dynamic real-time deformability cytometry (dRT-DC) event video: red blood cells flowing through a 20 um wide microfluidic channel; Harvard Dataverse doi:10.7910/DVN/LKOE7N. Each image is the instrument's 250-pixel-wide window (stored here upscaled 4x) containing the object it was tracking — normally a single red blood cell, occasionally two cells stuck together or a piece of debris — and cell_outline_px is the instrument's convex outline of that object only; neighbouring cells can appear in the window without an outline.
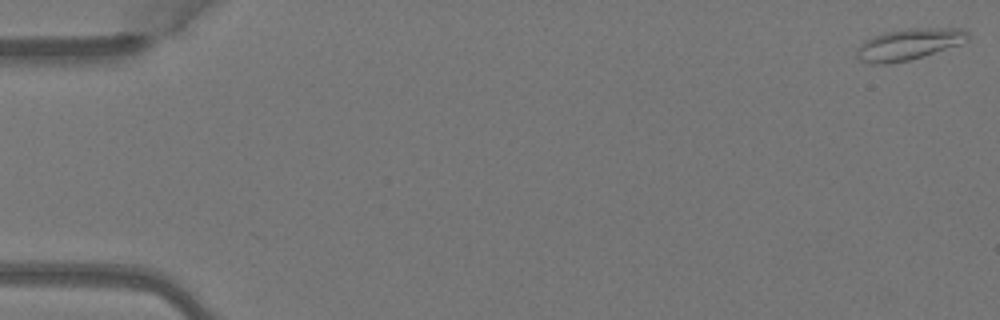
{"species": "Egyptian fruit bat (a non-hibernating species)", "species_latin": "Rousettus aegyptiacus", "temperature_condition": "warm", "stored_images_in_passage": 6, "camera_frame_rate_fps": 3000, "um_per_image_px": 0.085, "animal": {"sex": "female"}, "frame": {"image": 1, "passage_image": 1, "time_ms": 0.0, "image_size_px": [1000, 320], "cell_outline_px": [[968, 40], [960, 44], [908, 60], [888, 64], [872, 64], [860, 60], [856, 56], [856, 52], [860, 44], [864, 40], [888, 32], [908, 28], [964, 28], [968, 32]], "centroid_in_image_um": [77.25, 3.76], "position_along_channel_um": 7.8, "area_um2": 20.0}}
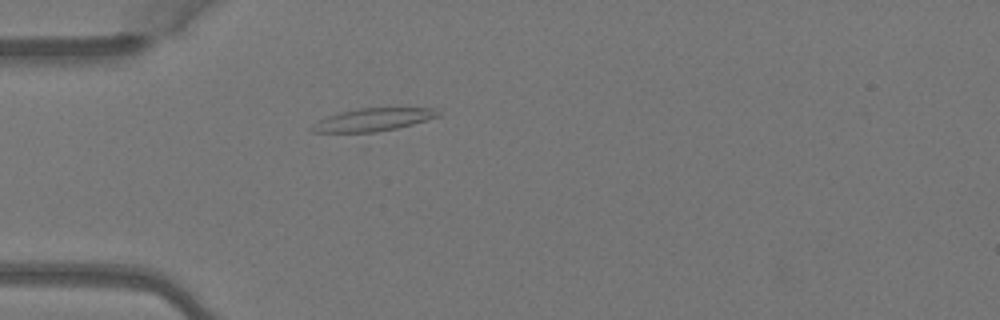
{"frame": {"image": 2, "passage_image": 5, "time_ms": 1.333, "image_size_px": [1000, 320], "cell_outline_px": [[440, 116], [412, 124], [396, 128], [376, 132], [312, 132], [308, 128], [320, 120], [328, 116], [340, 112], [360, 108], [436, 108], [440, 112]], "centroid_in_image_um": [31.72, 10.17], "position_along_channel_um": 53.3, "area_um2": 16.59}}